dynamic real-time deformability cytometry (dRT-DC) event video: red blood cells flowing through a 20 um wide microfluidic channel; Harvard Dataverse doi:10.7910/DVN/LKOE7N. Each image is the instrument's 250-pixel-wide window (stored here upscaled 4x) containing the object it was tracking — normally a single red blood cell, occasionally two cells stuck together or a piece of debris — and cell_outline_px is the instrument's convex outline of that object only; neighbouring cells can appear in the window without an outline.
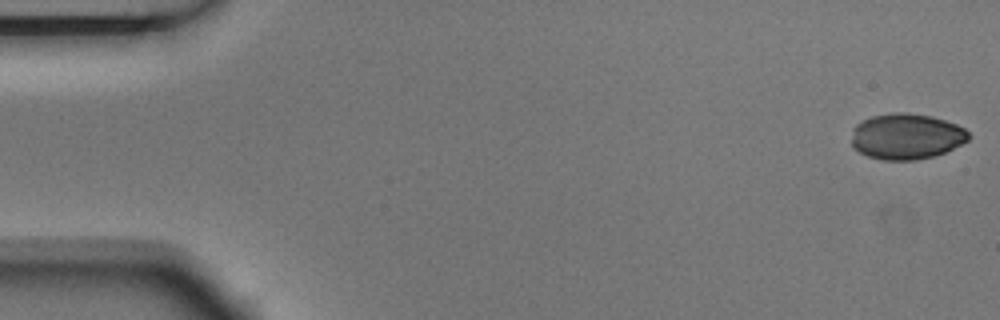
{"species": "Egyptian fruit bat (a non-hibernating species)", "species_latin": "Rousettus aegyptiacus", "temperature_condition": "room temperature", "stored_images_in_passage": 5, "camera_frame_rate_fps": 3000, "um_per_image_px": 0.085, "animal": {"sex": "male"}, "frame": {"image": 1, "passage_image": 1, "time_ms": 0.0, "image_size_px": [1000, 320], "cell_outline_px": [[972, 136], [968, 140], [944, 152], [932, 156], [916, 160], [884, 160], [868, 156], [852, 148], [852, 128], [856, 124], [872, 116], [892, 112], [908, 112], [932, 116], [956, 124], [964, 128]], "centroid_in_image_um": [77.02, 11.58], "position_along_channel_um": 8.0, "area_um2": 31.33}}